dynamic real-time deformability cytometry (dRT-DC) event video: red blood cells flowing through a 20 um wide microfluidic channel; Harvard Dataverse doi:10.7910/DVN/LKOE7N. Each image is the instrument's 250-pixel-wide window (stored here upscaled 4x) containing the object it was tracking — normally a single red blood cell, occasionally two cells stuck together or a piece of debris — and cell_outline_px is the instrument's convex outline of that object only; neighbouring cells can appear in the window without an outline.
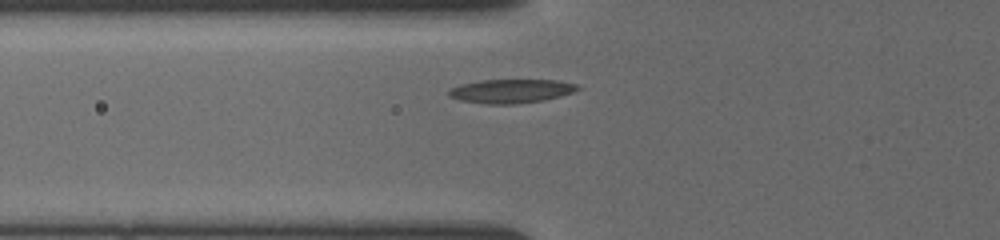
{"species": "common noctule bat (a hibernating species)", "species_latin": "Nyctalus noctula", "temperature_condition": "cold", "stored_images_in_passage": 4, "camera_frame_rate_fps": 3000, "um_per_image_px": 0.085, "animal": {"sex": "female", "body_mass_g": 19.5, "forearm_length_mm": 54.1}, "frame": {"image": 1, "passage_image": 3, "time_ms": 1.0, "image_size_px": [1000, 240], "cell_outline_px": [[580, 88], [572, 92], [560, 96], [544, 100], [512, 104], [488, 104], [460, 100], [448, 96], [448, 92], [452, 88], [464, 84], [484, 80], [556, 80], [576, 84]], "centroid_in_image_um": [43.45, 7.74], "position_along_channel_um": 82.3, "area_um2": 17.57}}